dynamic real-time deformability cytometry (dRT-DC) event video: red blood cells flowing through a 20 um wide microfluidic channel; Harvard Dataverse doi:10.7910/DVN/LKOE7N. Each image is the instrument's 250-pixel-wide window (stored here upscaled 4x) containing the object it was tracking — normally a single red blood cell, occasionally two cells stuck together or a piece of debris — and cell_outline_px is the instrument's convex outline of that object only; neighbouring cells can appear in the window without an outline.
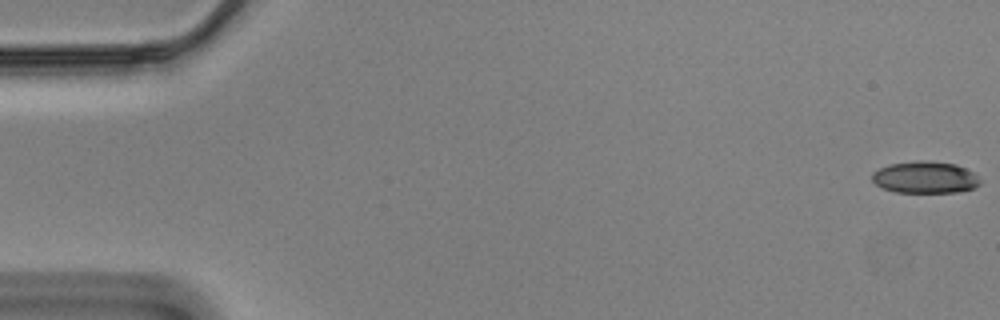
{"species": "Egyptian fruit bat (a non-hibernating species)", "species_latin": "Rousettus aegyptiacus", "temperature_condition": "cold", "stored_images_in_passage": 58, "camera_frame_rate_fps": 3000, "um_per_image_px": 0.085, "animal": {"sex": "male"}, "frame": {"image": 1, "passage_image": 1, "time_ms": 0.0, "image_size_px": [1000, 320], "cell_outline_px": [[980, 184], [972, 188], [956, 192], [896, 192], [884, 188], [876, 184], [872, 180], [872, 172], [888, 164], [916, 160], [920, 160], [956, 164], [972, 172], [980, 180]], "centroid_in_image_um": [78.6, 15.06], "position_along_channel_um": 6.4, "area_um2": 19.88}}
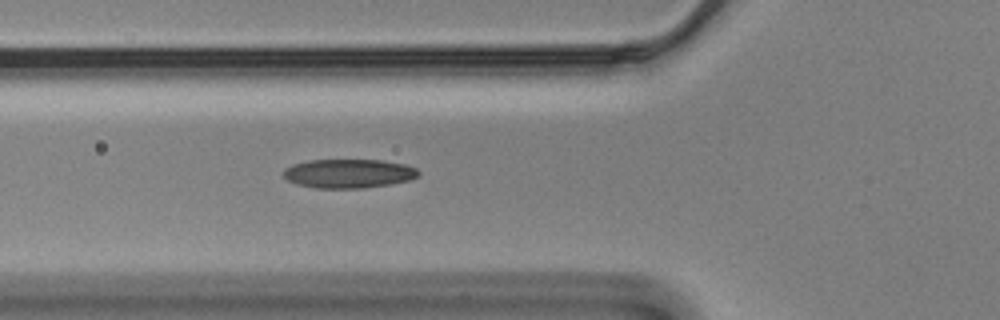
{"frame": {"image": 2, "passage_image": 21, "time_ms": 6.667, "image_size_px": [1000, 320], "cell_outline_px": [[420, 176], [408, 180], [388, 184], [364, 188], [316, 188], [296, 184], [288, 180], [284, 176], [284, 168], [292, 164], [308, 160], [380, 160], [404, 164], [416, 168], [420, 172]], "centroid_in_image_um": [29.62, 14.74], "position_along_channel_um": 96.2, "area_um2": 22.77}}
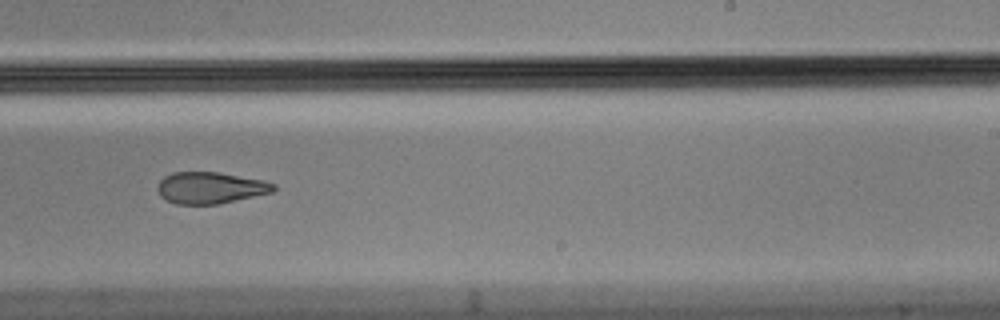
{"frame": {"image": 3, "passage_image": 36, "time_ms": 11.667, "image_size_px": [1000, 320], "cell_outline_px": [[276, 188], [272, 192], [220, 204], [176, 204], [160, 196], [156, 188], [160, 180], [164, 176], [172, 172], [216, 172], [264, 180], [276, 184]], "centroid_in_image_um": [17.87, 15.96], "position_along_channel_um": 271.1, "area_um2": 21.39}, "authors_computed_cell_mechanics": {"area_um2": 22.542, "velocity_mm_per_s": 3.4914, "shape_relaxation_time_tau1_ms": null, "shape_relaxation_time_tau2_ms": 5.3156, "deformation_change_tau1": null, "deformation_change_tau2": 0.137}}